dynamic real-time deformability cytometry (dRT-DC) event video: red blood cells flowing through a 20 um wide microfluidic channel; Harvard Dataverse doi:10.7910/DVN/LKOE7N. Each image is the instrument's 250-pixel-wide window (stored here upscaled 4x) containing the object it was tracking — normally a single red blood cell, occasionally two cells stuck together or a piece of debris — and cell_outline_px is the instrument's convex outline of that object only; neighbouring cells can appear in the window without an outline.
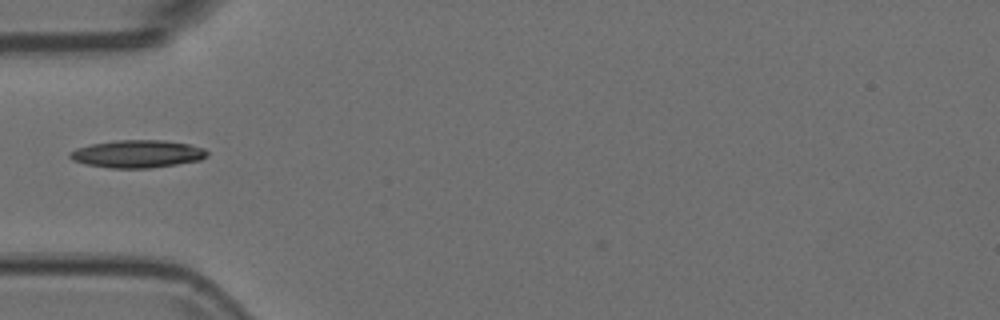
{"species": "Egyptian fruit bat (a non-hibernating species)", "species_latin": "Rousettus aegyptiacus", "temperature_condition": "room temperature", "stored_images_in_passage": 38, "camera_frame_rate_fps": 3000, "um_per_image_px": 0.085, "animal": {"sex": "female"}, "frame": {"image": 1, "passage_image": 1, "time_ms": 0.0, "image_size_px": [1000, 320], "cell_outline_px": [[208, 156], [200, 160], [176, 164], [148, 168], [112, 168], [84, 164], [72, 160], [68, 156], [68, 152], [76, 148], [92, 144], [116, 140], [164, 140], [188, 144], [204, 148], [208, 152]], "centroid_in_image_um": [11.65, 13.08], "position_along_channel_um": 73.3, "area_um2": 22.14}}
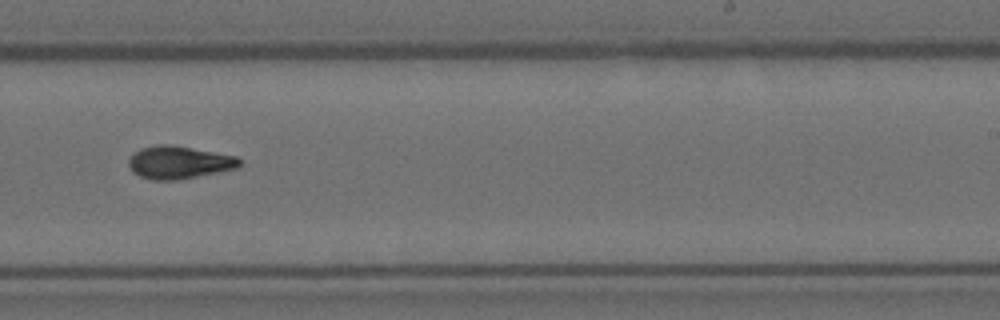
{"frame": {"image": 2, "passage_image": 17, "time_ms": 5.333, "image_size_px": [1000, 320], "cell_outline_px": [[240, 164], [236, 168], [176, 180], [152, 180], [140, 176], [132, 172], [128, 164], [128, 160], [132, 152], [140, 148], [156, 144], [172, 144], [236, 156], [240, 160]], "centroid_in_image_um": [15.14, 13.78], "position_along_channel_um": 273.9, "area_um2": 21.15}}
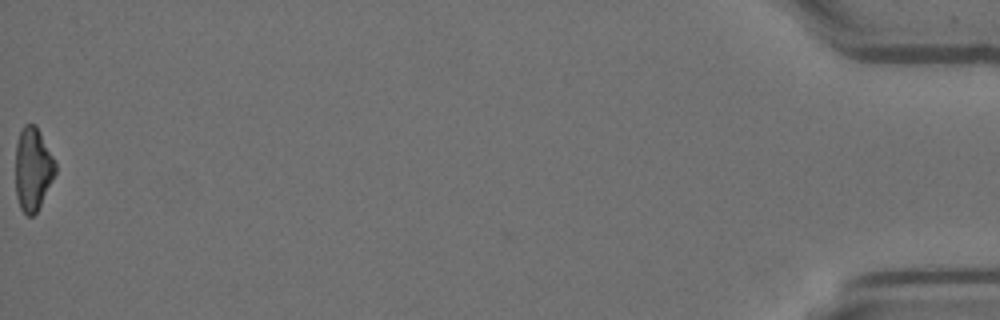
{"frame": {"image": 3, "passage_image": 38, "time_ms": 12.333, "image_size_px": [1000, 320], "cell_outline_px": [[56, 172], [36, 212], [32, 216], [28, 216], [20, 208], [16, 196], [16, 144], [20, 132], [24, 124], [36, 124], [56, 160]], "centroid_in_image_um": [2.8, 14.33], "position_along_channel_um": 432.4, "area_um2": 19.31}}